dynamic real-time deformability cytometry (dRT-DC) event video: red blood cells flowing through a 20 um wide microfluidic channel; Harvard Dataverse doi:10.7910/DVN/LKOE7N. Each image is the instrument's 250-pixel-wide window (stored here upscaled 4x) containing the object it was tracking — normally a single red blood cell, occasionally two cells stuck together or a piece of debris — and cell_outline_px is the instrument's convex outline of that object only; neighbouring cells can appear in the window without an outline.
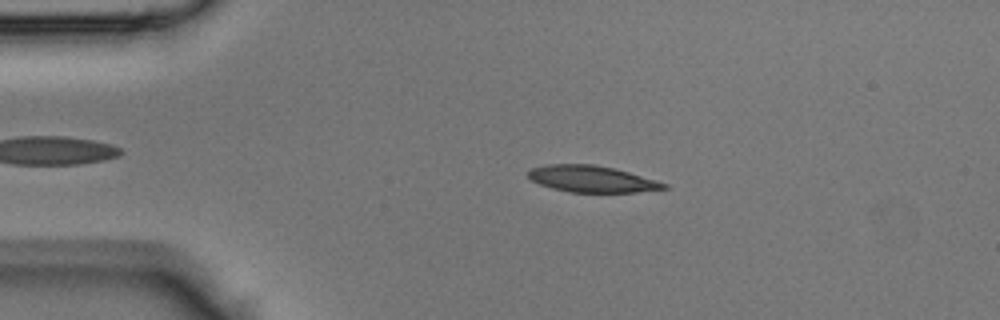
{"species": "Egyptian fruit bat (a non-hibernating species)", "species_latin": "Rousettus aegyptiacus", "temperature_condition": "room temperature", "stored_images_in_passage": 43, "camera_frame_rate_fps": 3000, "um_per_image_px": 0.085, "animal": {"sex": "male"}, "frame": {"image": 1, "passage_image": 8, "time_ms": 2.333, "image_size_px": [1000, 320], "cell_outline_px": [[668, 188], [636, 192], [568, 192], [552, 188], [540, 184], [532, 180], [528, 176], [528, 172], [532, 168], [548, 164], [596, 164], [628, 172], [656, 180], [668, 184]], "centroid_in_image_um": [50.3, 15.21], "position_along_channel_um": 34.7, "area_um2": 20.81}}
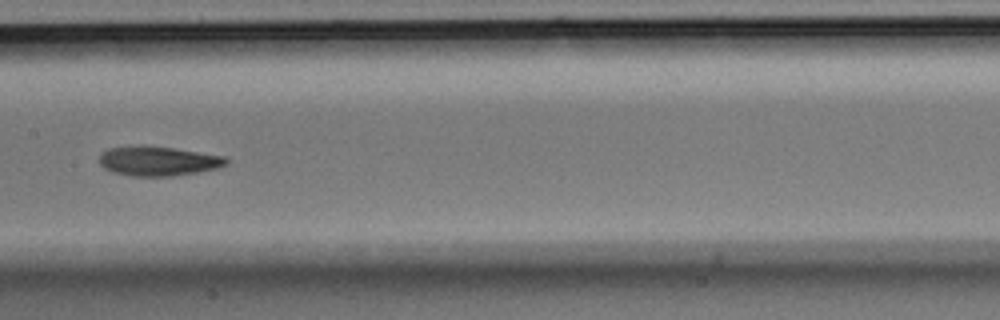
{"frame": {"image": 2, "passage_image": 21, "time_ms": 6.667, "image_size_px": [1000, 320], "cell_outline_px": [[228, 164], [220, 168], [172, 176], [132, 176], [112, 172], [104, 168], [100, 164], [100, 156], [108, 148], [140, 144], [176, 148], [224, 156], [228, 160]], "centroid_in_image_um": [13.45, 13.67], "position_along_channel_um": 193.9, "area_um2": 22.08}}
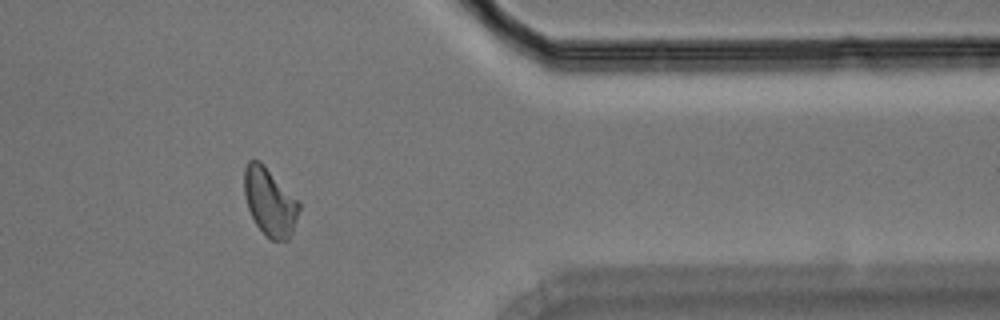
{"frame": {"image": 3, "passage_image": 35, "time_ms": 11.333, "image_size_px": [1000, 320], "cell_outline_px": [[300, 208], [292, 232], [288, 240], [272, 240], [256, 224], [248, 208], [244, 192], [244, 168], [248, 160], [260, 160], [300, 200]], "centroid_in_image_um": [22.95, 17.11], "position_along_channel_um": 388.5, "area_um2": 21.73}}